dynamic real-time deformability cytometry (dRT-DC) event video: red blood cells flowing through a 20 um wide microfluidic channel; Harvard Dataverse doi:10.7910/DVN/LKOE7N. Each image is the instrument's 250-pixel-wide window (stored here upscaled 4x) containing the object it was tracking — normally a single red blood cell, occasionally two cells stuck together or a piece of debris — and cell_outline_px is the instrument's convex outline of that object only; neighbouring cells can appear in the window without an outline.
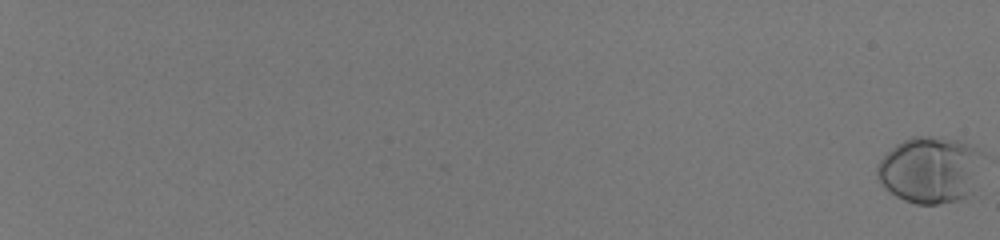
{"species": "human", "species_latin": "Homo sapiens", "temperature_condition": "room temperature", "stored_images_in_passage": 61, "camera_frame_rate_fps": 3000, "um_per_image_px": 0.085, "donor": {"sex": "male"}, "frame": {"image": 1, "passage_image": 1, "time_ms": 0.0, "image_size_px": [1000, 240], "cell_outline_px": [[984, 156], [964, 196], [960, 200], [936, 204], [916, 204], [904, 200], [896, 196], [876, 176], [876, 168], [880, 160], [896, 144], [912, 136], [932, 136], [956, 140], [968, 144], [976, 148]], "centroid_in_image_um": [78.99, 14.4], "position_along_channel_um": 6.0, "area_um2": 39.88}}
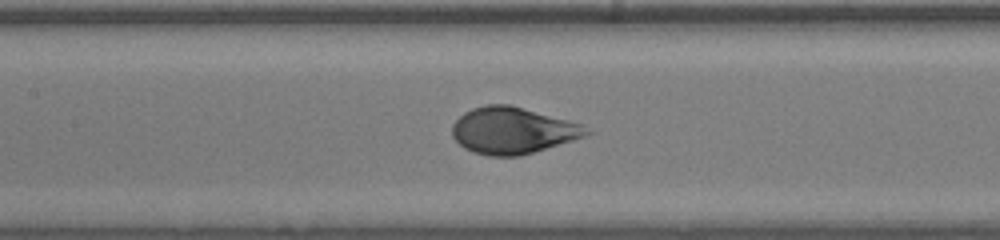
{"frame": {"image": 2, "passage_image": 37, "time_ms": 12.0, "image_size_px": [1000, 240], "cell_outline_px": [[596, 132], [572, 140], [520, 156], [488, 156], [472, 152], [464, 148], [452, 136], [452, 124], [464, 112], [472, 108], [484, 104], [508, 104], [568, 120], [580, 124]], "centroid_in_image_um": [43.55, 11.09], "position_along_channel_um": 163.9, "area_um2": 36.3}}
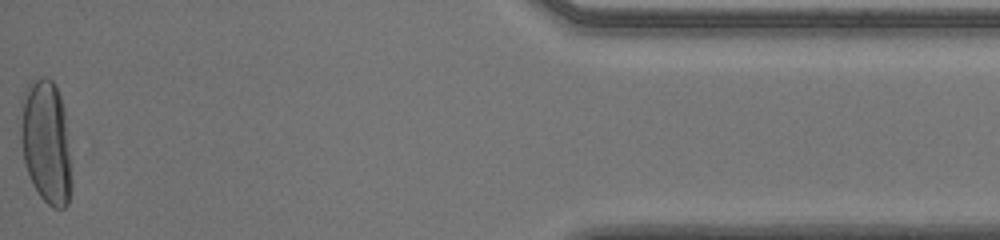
{"frame": {"image": 3, "passage_image": 61, "time_ms": 20.0, "image_size_px": [1000, 240], "cell_outline_px": [[72, 188], [68, 204], [64, 208], [52, 208], [40, 196], [32, 184], [24, 160], [20, 136], [20, 100], [28, 84], [32, 80], [40, 76], [44, 76], [52, 80], [60, 96], [64, 108], [72, 180]], "centroid_in_image_um": [3.91, 12.06], "position_along_channel_um": 431.3, "area_um2": 37.11}, "authors_computed_cell_mechanics": {"area_um2": 36.4718, "velocity_mm_per_s": 4.023, "shape_relaxation_time_tau1_ms": 3.7095, "shape_relaxation_time_tau2_ms": null, "deformation_change_tau1": 0.1946, "deformation_change_tau2": null}}